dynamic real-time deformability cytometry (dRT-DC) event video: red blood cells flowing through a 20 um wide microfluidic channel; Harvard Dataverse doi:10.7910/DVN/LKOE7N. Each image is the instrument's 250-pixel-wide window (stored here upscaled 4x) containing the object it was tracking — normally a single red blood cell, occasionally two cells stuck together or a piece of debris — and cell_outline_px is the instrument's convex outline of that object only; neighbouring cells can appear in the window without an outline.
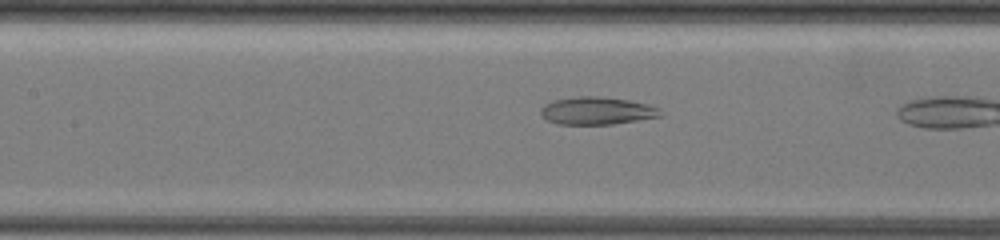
{"species": "common noctule bat (a hibernating species)", "species_latin": "Nyctalus noctula", "temperature_condition": "warm", "stored_images_in_passage": 24, "camera_frame_rate_fps": 3000, "um_per_image_px": 0.085, "animal": {"sex": "female", "body_mass_g": 19.5, "forearm_length_mm": 54.1}, "frame": {"image": 1, "passage_image": 7, "time_ms": 2.333, "image_size_px": [1000, 240], "cell_outline_px": [[660, 116], [612, 124], [556, 124], [548, 120], [540, 112], [540, 108], [544, 104], [556, 100], [580, 96], [596, 96], [628, 100], [644, 104], [656, 108]], "centroid_in_image_um": [50.65, 9.42], "position_along_channel_um": 156.8, "area_um2": 18.67}}
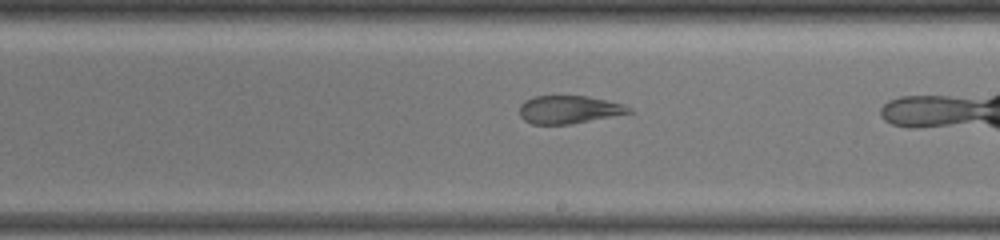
{"frame": {"image": 2, "passage_image": 13, "time_ms": 4.667, "image_size_px": [1000, 240], "cell_outline_px": [[632, 112], [568, 124], [532, 124], [524, 120], [520, 116], [520, 104], [524, 100], [532, 96], [588, 96], [624, 104], [632, 108]], "centroid_in_image_um": [48.32, 9.3], "position_along_channel_um": 240.7, "area_um2": 17.69}}
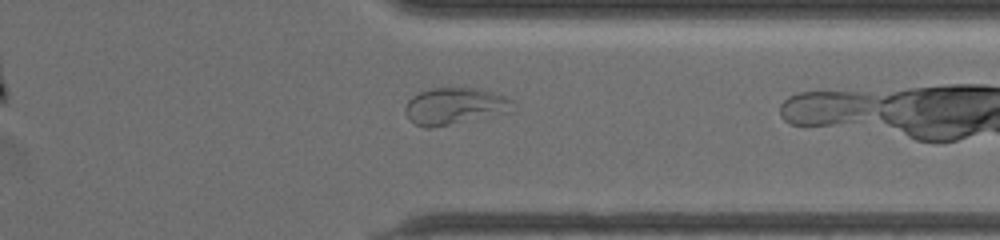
{"frame": {"image": 3, "passage_image": 23, "time_ms": 8.333, "image_size_px": [1000, 240], "cell_outline_px": [[516, 108], [512, 112], [432, 128], [424, 128], [408, 120], [404, 112], [404, 108], [408, 100], [412, 96], [420, 92], [432, 88], [476, 88], [492, 92], [504, 96], [512, 100]], "centroid_in_image_um": [38.65, 9.03], "position_along_channel_um": 372.7, "area_um2": 23.35}}